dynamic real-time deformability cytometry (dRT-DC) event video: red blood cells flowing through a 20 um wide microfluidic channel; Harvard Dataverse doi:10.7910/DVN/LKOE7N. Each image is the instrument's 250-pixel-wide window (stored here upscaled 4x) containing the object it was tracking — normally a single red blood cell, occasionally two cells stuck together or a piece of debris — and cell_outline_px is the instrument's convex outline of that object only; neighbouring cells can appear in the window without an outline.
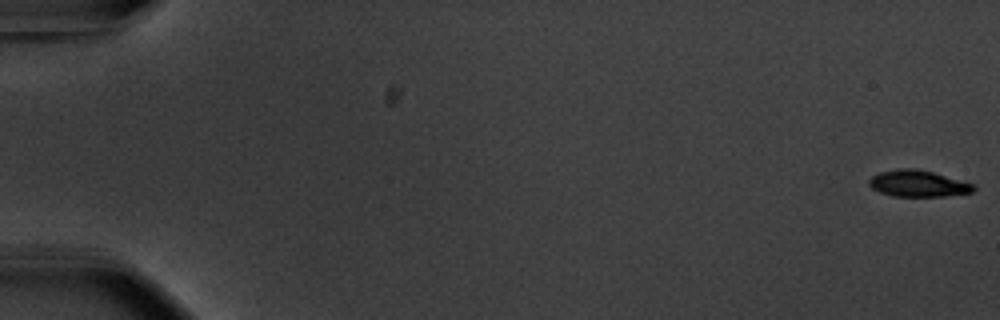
{"species": "common noctule bat (a hibernating species)", "species_latin": "Nyctalus noctula", "temperature_condition": "warm", "stored_images_in_passage": 34, "camera_frame_rate_fps": 3000, "um_per_image_px": 0.085, "animal": {"sex": "male", "body_mass_g": 20.1, "forearm_length_mm": 53.5}, "frame": {"image": 1, "passage_image": 1, "time_ms": 0.0, "image_size_px": [1000, 320], "cell_outline_px": [[976, 188], [972, 192], [944, 196], [892, 196], [880, 192], [872, 188], [868, 184], [868, 180], [872, 176], [880, 172], [900, 168], [916, 168], [932, 172], [976, 184]], "centroid_in_image_um": [78.04, 15.6], "position_along_channel_um": 7.0, "area_um2": 16.13}}
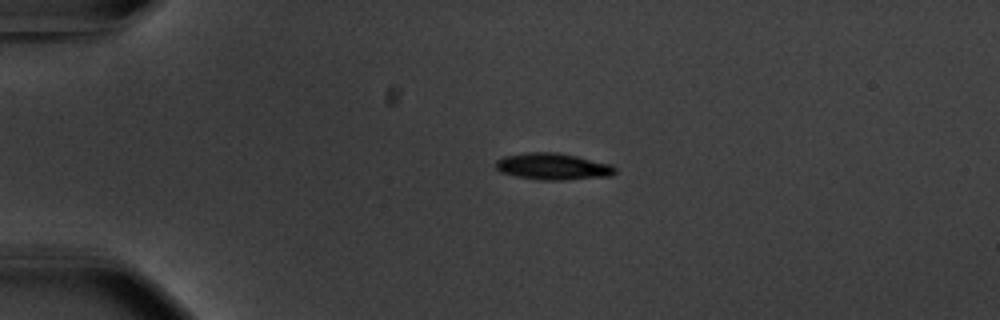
{"frame": {"image": 2, "passage_image": 14, "time_ms": 4.333, "image_size_px": [1000, 320], "cell_outline_px": [[616, 172], [612, 176], [564, 180], [540, 180], [516, 176], [500, 172], [496, 168], [496, 160], [504, 156], [528, 152], [556, 152], [576, 156], [612, 164], [616, 168]], "centroid_in_image_um": [47.01, 14.15], "position_along_channel_um": 38.0, "area_um2": 18.61}}